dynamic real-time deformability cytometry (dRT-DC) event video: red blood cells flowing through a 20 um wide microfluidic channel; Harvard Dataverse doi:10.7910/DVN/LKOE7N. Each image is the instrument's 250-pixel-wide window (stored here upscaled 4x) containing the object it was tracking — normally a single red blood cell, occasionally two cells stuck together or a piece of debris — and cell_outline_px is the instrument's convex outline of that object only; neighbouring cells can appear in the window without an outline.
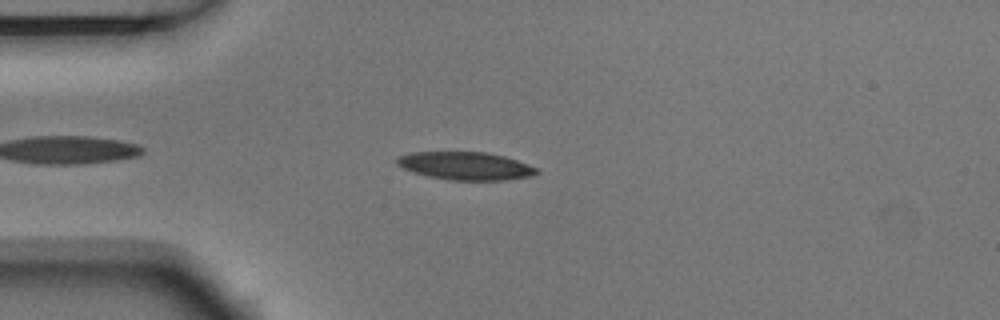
{"species": "Egyptian fruit bat (a non-hibernating species)", "species_latin": "Rousettus aegyptiacus", "temperature_condition": "room temperature", "stored_images_in_passage": 6, "camera_frame_rate_fps": 3000, "um_per_image_px": 0.085, "animal": {"sex": "male"}, "frame": {"image": 1, "passage_image": 4, "time_ms": 1.0, "image_size_px": [1000, 320], "cell_outline_px": [[540, 172], [532, 176], [508, 180], [448, 180], [428, 176], [404, 168], [396, 164], [396, 156], [412, 152], [484, 152], [504, 156], [516, 160], [536, 168]], "centroid_in_image_um": [39.56, 14.1], "position_along_channel_um": 45.4, "area_um2": 22.66}}
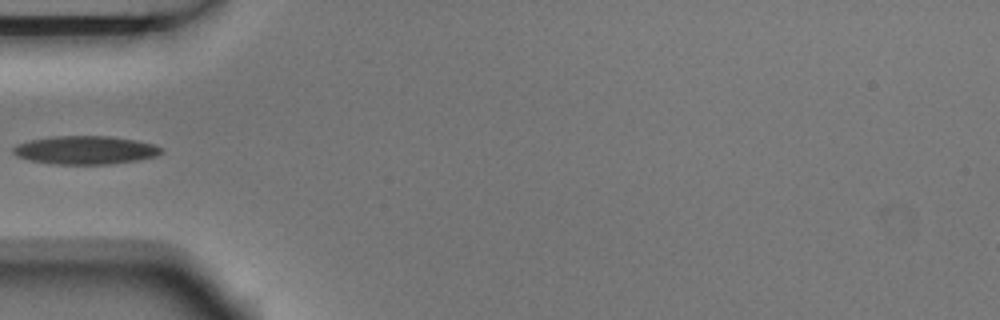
{"frame": {"image": 2, "passage_image": 5, "time_ms": 1.333, "image_size_px": [1000, 320], "cell_outline_px": [[164, 152], [156, 156], [140, 160], [112, 164], [56, 164], [32, 160], [16, 156], [12, 152], [12, 148], [16, 144], [28, 140], [56, 136], [108, 136], [136, 140], [152, 144], [160, 148]], "centroid_in_image_um": [7.25, 12.76], "position_along_channel_um": 77.7, "area_um2": 24.45}}
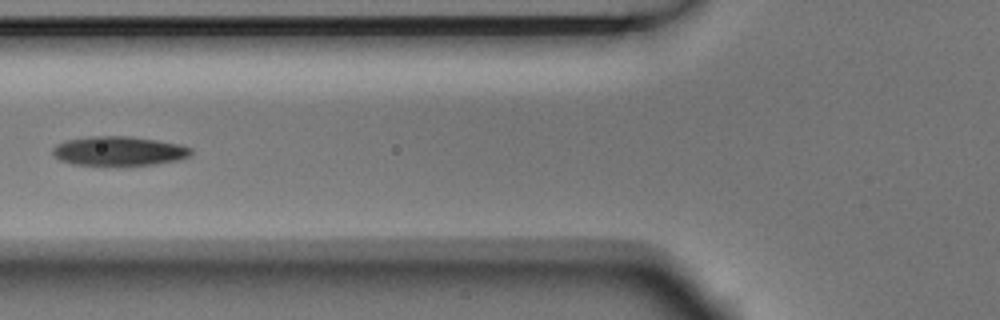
{"frame": {"image": 3, "passage_image": 6, "time_ms": 1.667, "image_size_px": [1000, 320], "cell_outline_px": [[192, 152], [188, 156], [176, 160], [156, 164], [72, 164], [60, 160], [52, 152], [52, 148], [56, 144], [68, 140], [92, 136], [132, 136], [180, 144], [192, 148]], "centroid_in_image_um": [10.11, 12.81], "position_along_channel_um": 115.7, "area_um2": 23.18}}